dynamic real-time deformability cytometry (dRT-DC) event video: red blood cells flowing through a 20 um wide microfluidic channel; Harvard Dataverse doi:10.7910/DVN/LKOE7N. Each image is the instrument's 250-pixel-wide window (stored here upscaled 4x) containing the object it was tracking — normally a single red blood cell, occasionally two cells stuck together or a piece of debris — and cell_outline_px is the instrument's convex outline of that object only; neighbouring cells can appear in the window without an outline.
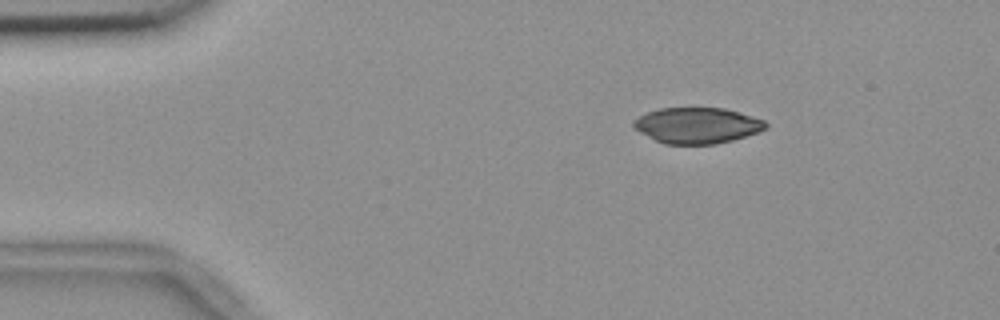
{"species": "common noctule bat (a hibernating species)", "species_latin": "Nyctalus noctula", "temperature_condition": "room temperature", "stored_images_in_passage": 47, "camera_frame_rate_fps": 3000, "um_per_image_px": 0.085, "animal": {"sex": "female", "body_mass_g": 18.4}, "frame": {"image": 1, "passage_image": 1, "time_ms": 0.0, "image_size_px": [1000, 320], "cell_outline_px": [[768, 124], [760, 132], [732, 140], [716, 144], [664, 144], [640, 132], [632, 124], [640, 116], [648, 112], [660, 108], [724, 108], [752, 116], [764, 120]], "centroid_in_image_um": [59.28, 10.67], "position_along_channel_um": 25.7, "area_um2": 27.34}}
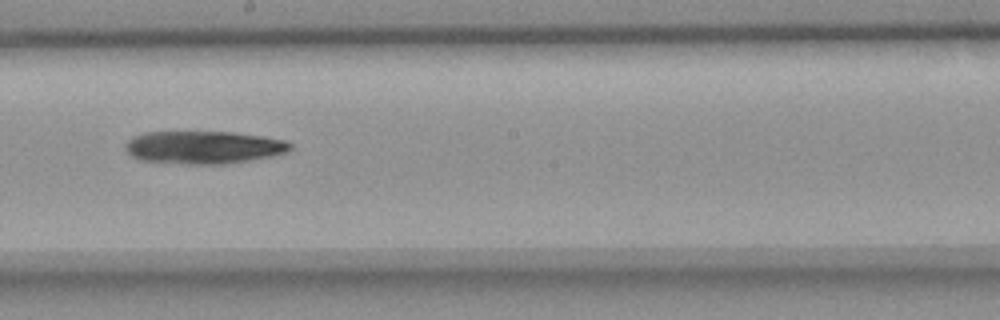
{"frame": {"image": 2, "passage_image": 23, "time_ms": 7.333, "image_size_px": [1000, 320], "cell_outline_px": [[292, 148], [284, 152], [268, 156], [248, 160], [224, 164], [184, 164], [140, 160], [132, 156], [124, 148], [124, 144], [132, 136], [144, 132], [232, 132], [260, 136], [284, 140], [292, 144]], "centroid_in_image_um": [17.23, 12.52], "position_along_channel_um": 231.0, "area_um2": 31.33}}
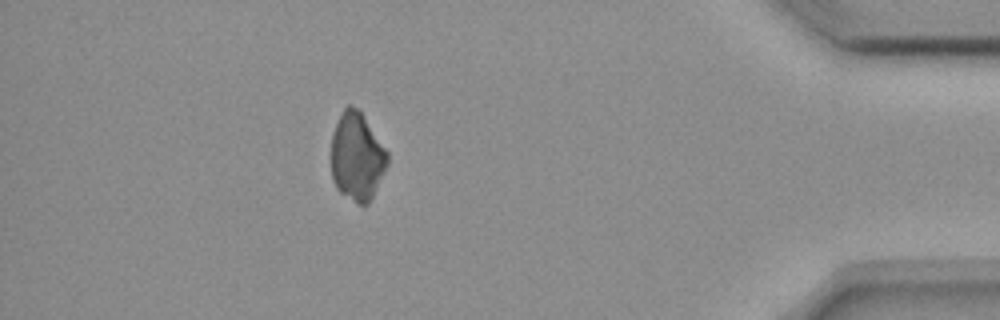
{"frame": {"image": 3, "passage_image": 41, "time_ms": 13.333, "image_size_px": [1000, 320], "cell_outline_px": [[388, 164], [368, 204], [356, 204], [340, 192], [336, 188], [332, 180], [328, 156], [332, 132], [344, 108], [348, 104], [352, 104], [360, 108], [388, 152]], "centroid_in_image_um": [30.29, 13.28], "position_along_channel_um": 404.9, "area_um2": 29.77}}